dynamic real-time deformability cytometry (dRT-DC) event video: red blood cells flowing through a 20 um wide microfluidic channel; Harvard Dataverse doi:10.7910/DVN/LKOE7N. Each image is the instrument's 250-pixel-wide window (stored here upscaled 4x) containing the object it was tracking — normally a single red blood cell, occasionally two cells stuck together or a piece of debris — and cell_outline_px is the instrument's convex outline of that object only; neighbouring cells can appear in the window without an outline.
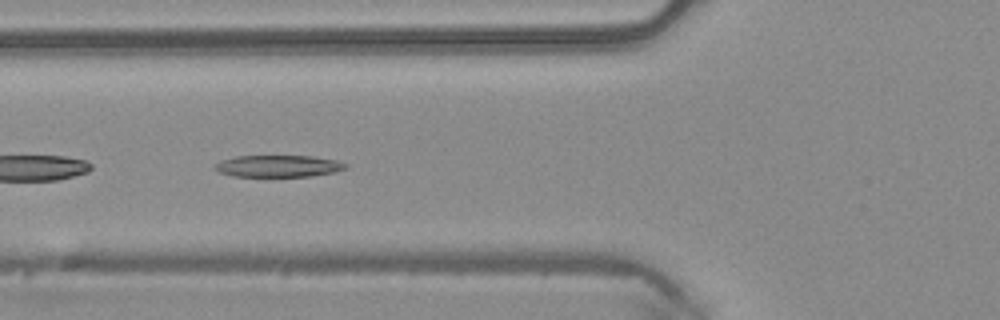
{"species": "common noctule bat (a hibernating species)", "species_latin": "Nyctalus noctula", "temperature_condition": "warm", "stored_images_in_passage": 33, "camera_frame_rate_fps": 3000, "um_per_image_px": 0.085, "animal": {"sex": "male", "body_mass_g": 20.4}, "frame": {"image": 1, "passage_image": 3, "time_ms": 0.667, "image_size_px": [1000, 320], "cell_outline_px": [[348, 168], [336, 172], [312, 176], [232, 176], [220, 172], [212, 168], [220, 160], [236, 156], [312, 156], [336, 160], [348, 164]], "centroid_in_image_um": [23.68, 14.11], "position_along_channel_um": 102.1, "area_um2": 16.7}}
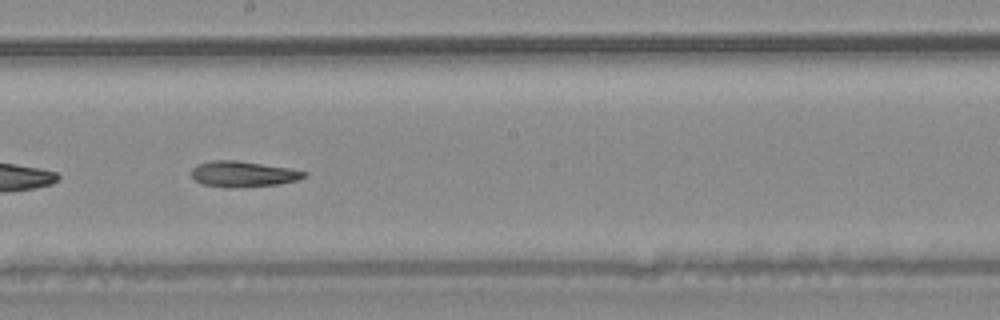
{"frame": {"image": 2, "passage_image": 12, "time_ms": 3.667, "image_size_px": [1000, 320], "cell_outline_px": [[308, 176], [296, 180], [276, 184], [244, 188], [224, 188], [200, 184], [192, 176], [192, 168], [196, 164], [212, 160], [236, 160], [292, 168], [308, 172]], "centroid_in_image_um": [20.66, 14.8], "position_along_channel_um": 227.5, "area_um2": 17.28}}
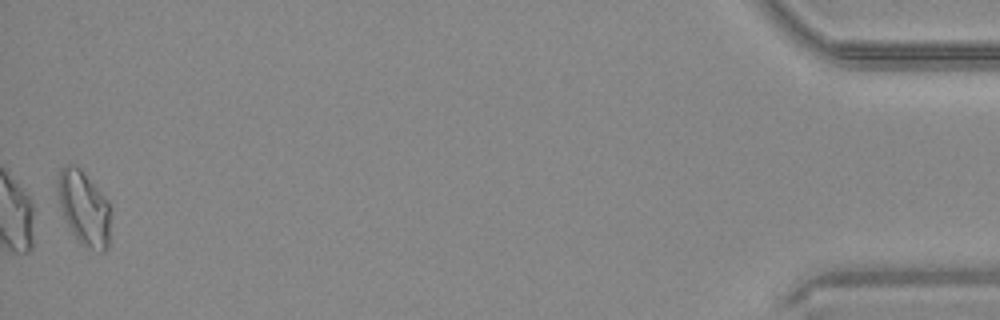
{"frame": {"image": 3, "passage_image": 33, "time_ms": 10.667, "image_size_px": [1000, 320], "cell_outline_px": [[108, 248], [104, 252], [100, 252], [84, 248], [80, 244], [72, 232], [64, 216], [60, 204], [56, 188], [56, 184], [60, 168], [64, 164], [76, 164], [80, 168], [108, 200]], "centroid_in_image_um": [7.1, 17.67], "position_along_channel_um": 428.1, "area_um2": 22.83}}